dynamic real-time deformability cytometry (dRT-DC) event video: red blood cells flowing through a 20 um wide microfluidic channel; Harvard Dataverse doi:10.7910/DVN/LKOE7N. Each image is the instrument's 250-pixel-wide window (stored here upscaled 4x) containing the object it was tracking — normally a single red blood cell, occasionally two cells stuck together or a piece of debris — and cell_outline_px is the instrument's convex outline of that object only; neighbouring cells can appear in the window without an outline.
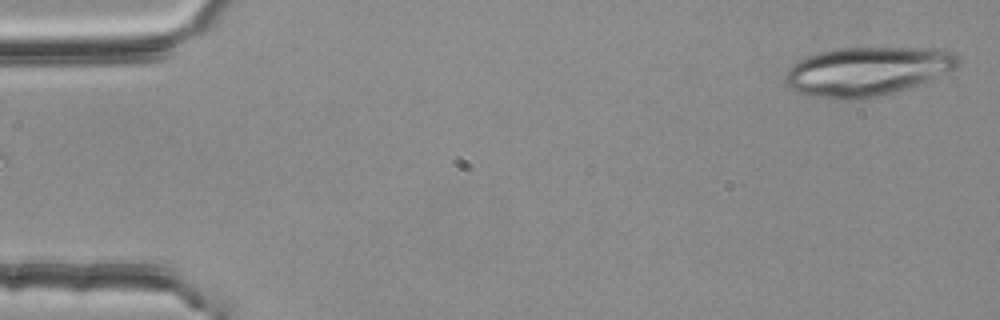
{"species": "common noctule bat (a hibernating species)", "species_latin": "Nyctalus noctula", "temperature_condition": "room temperature", "stored_images_in_passage": 51, "camera_frame_rate_fps": 3000, "um_per_image_px": 0.085, "animal": {"sex": "female", "body_mass_g": 25.1}, "frame": {"image": 1, "passage_image": 1, "time_ms": 0.0, "image_size_px": [1000, 320], "cell_outline_px": [[960, 64], [956, 68], [916, 84], [884, 96], [860, 100], [836, 100], [812, 96], [788, 88], [784, 84], [784, 72], [792, 64], [808, 56], [820, 52], [840, 48], [936, 48], [956, 52], [960, 60]], "centroid_in_image_um": [73.67, 6.07], "position_along_channel_um": 11.3, "area_um2": 49.53}}
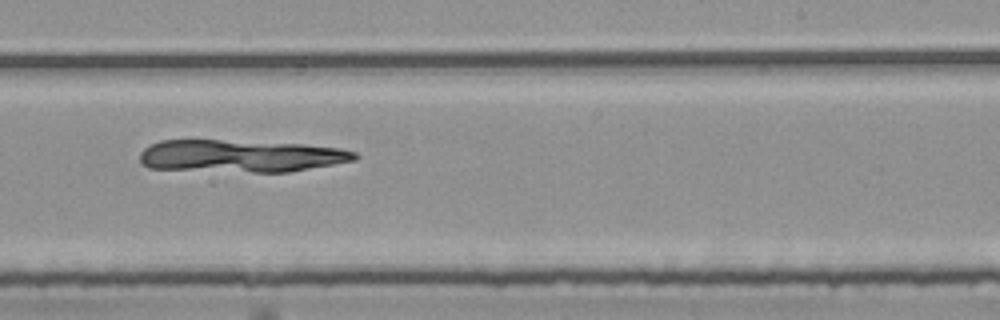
{"frame": {"image": 2, "passage_image": 32, "time_ms": 10.333, "image_size_px": [1000, 320], "cell_outline_px": [[360, 156], [356, 160], [288, 172], [252, 172], [148, 168], [140, 164], [140, 152], [148, 144], [160, 140], [220, 140], [300, 144], [340, 148], [356, 152]], "centroid_in_image_um": [20.42, 13.26], "position_along_channel_um": 268.6, "area_um2": 40.58}}
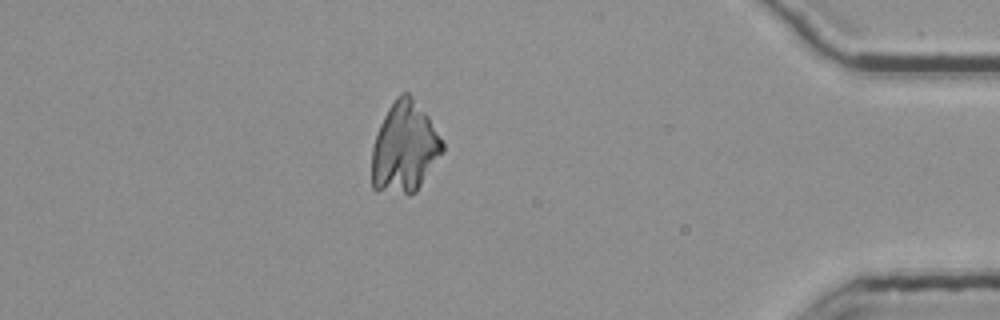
{"frame": {"image": 3, "passage_image": 46, "time_ms": 15.0, "image_size_px": [1000, 320], "cell_outline_px": [[444, 152], [416, 192], [408, 196], [376, 192], [372, 188], [372, 148], [380, 124], [388, 108], [396, 96], [400, 92], [408, 92], [412, 96], [428, 116], [444, 144]], "centroid_in_image_um": [34.38, 12.59], "position_along_channel_um": 400.8, "area_um2": 37.86}}